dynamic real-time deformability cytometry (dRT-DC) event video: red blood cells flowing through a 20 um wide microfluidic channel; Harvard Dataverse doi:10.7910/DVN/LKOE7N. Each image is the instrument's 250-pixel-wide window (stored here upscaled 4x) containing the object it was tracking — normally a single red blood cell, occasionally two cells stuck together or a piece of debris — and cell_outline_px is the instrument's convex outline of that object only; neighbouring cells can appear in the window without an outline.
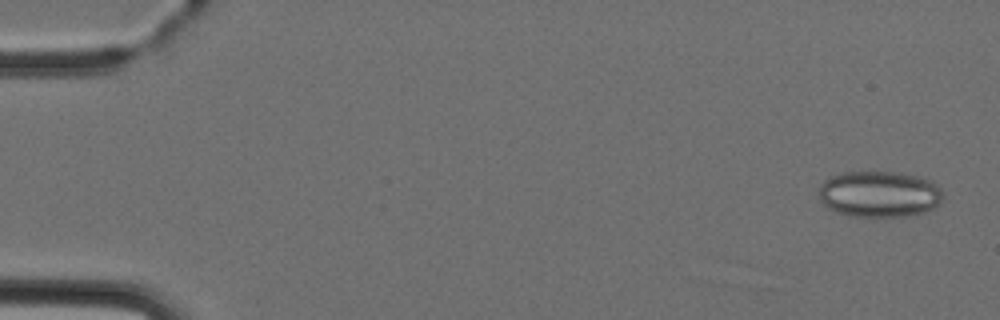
{"species": "Egyptian fruit bat (a non-hibernating species)", "species_latin": "Rousettus aegyptiacus", "temperature_condition": "cold", "stored_images_in_passage": 5, "camera_frame_rate_fps": 3000, "um_per_image_px": 0.085, "animal": {"sex": "female"}, "frame": {"image": 1, "passage_image": 5, "time_ms": 5.667, "image_size_px": [1000, 320], "cell_outline_px": [[944, 196], [932, 208], [924, 212], [908, 216], [848, 216], [836, 212], [828, 208], [820, 200], [820, 184], [824, 180], [832, 176], [844, 172], [900, 172], [920, 176], [936, 184], [944, 192]], "centroid_in_image_um": [74.74, 16.49], "position_along_channel_um": 10.3, "area_um2": 33.47}}